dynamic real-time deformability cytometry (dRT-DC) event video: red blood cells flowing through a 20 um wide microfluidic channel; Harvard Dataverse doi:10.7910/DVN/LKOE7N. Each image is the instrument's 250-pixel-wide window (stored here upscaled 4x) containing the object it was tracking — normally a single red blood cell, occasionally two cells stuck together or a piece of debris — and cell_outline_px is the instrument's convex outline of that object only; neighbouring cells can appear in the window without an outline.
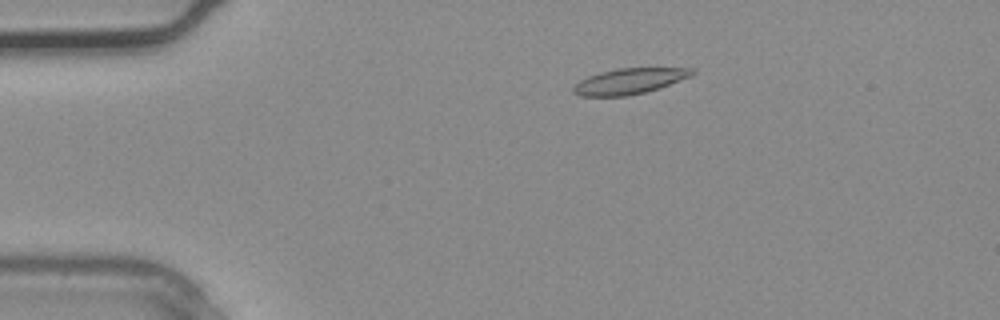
{"species": "common noctule bat (a hibernating species)", "species_latin": "Nyctalus noctula", "temperature_condition": "warm", "stored_images_in_passage": 3, "camera_frame_rate_fps": 3000, "um_per_image_px": 0.085, "animal": {"sex": "male", "body_mass_g": 20.4}, "frame": {"image": 1, "passage_image": 2, "time_ms": 0.333, "image_size_px": [1000, 320], "cell_outline_px": [[696, 72], [692, 76], [660, 88], [628, 96], [580, 96], [572, 92], [572, 88], [580, 80], [588, 76], [600, 72], [616, 68], [696, 68]], "centroid_in_image_um": [53.52, 6.89], "position_along_channel_um": 31.5, "area_um2": 17.92}}
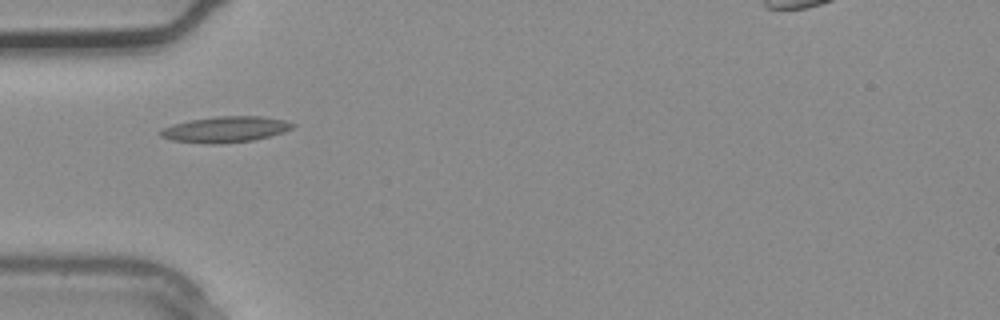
{"frame": {"image": 2, "passage_image": 3, "time_ms": 0.667, "image_size_px": [1000, 320], "cell_outline_px": [[296, 124], [292, 128], [268, 136], [252, 140], [172, 140], [160, 136], [156, 132], [160, 128], [172, 124], [188, 120], [216, 116], [260, 116], [284, 120]], "centroid_in_image_um": [19.13, 10.92], "position_along_channel_um": 65.9, "area_um2": 18.67}}